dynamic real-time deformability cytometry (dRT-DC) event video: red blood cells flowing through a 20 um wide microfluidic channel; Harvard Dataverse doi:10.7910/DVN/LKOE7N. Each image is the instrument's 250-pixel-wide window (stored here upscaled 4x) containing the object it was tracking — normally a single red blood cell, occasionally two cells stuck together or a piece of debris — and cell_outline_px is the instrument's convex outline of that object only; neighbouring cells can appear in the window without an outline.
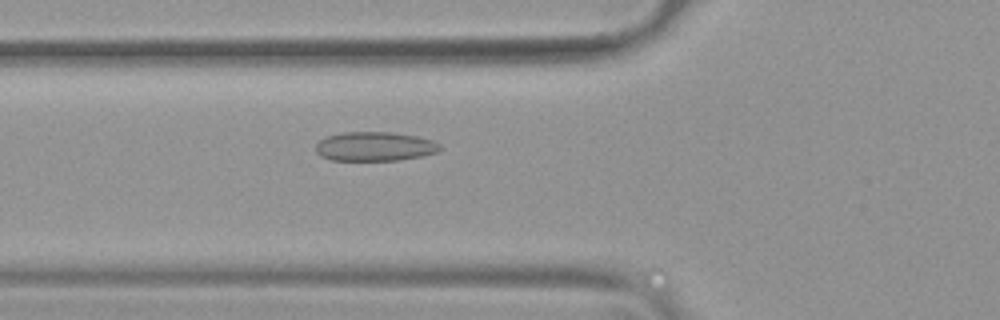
{"species": "common noctule bat (a hibernating species)", "species_latin": "Nyctalus noctula", "temperature_condition": "warm", "stored_images_in_passage": 21, "camera_frame_rate_fps": 3000, "um_per_image_px": 0.085, "animal": {"sex": "female", "body_mass_g": 19.9}, "frame": {"image": 1, "passage_image": 20, "time_ms": 6.333, "image_size_px": [1000, 320], "cell_outline_px": [[444, 148], [436, 152], [420, 156], [400, 160], [332, 160], [320, 156], [316, 152], [316, 144], [320, 140], [328, 136], [340, 132], [392, 132], [416, 136], [432, 140], [440, 144]], "centroid_in_image_um": [31.86, 12.44], "position_along_channel_um": 93.9, "area_um2": 21.15}}